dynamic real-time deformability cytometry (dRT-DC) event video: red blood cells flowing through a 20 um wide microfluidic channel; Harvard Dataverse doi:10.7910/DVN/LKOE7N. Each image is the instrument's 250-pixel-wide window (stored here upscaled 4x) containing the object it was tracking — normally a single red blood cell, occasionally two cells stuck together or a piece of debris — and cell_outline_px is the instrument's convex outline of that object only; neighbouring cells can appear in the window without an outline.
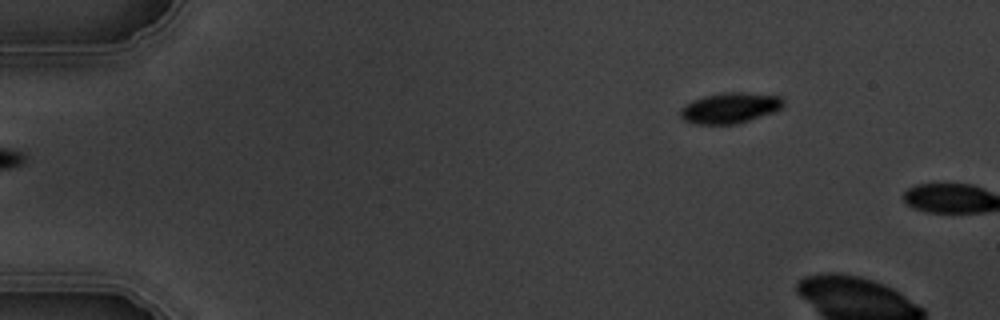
{"species": "common noctule bat (a hibernating species)", "species_latin": "Nyctalus noctula", "temperature_condition": "warm", "stored_images_in_passage": 6, "camera_frame_rate_fps": 3000, "um_per_image_px": 0.085, "animal": {"sex": "male", "body_mass_g": 19.5, "forearm_length_mm": 54.6}, "frame": {"image": 1, "passage_image": 6, "time_ms": 5.667, "image_size_px": [1000, 320], "cell_outline_px": [[784, 104], [780, 108], [772, 112], [736, 124], [696, 124], [684, 120], [680, 116], [680, 108], [692, 100], [704, 96], [724, 92], [740, 92], [780, 96], [784, 100]], "centroid_in_image_um": [62.01, 9.17], "position_along_channel_um": 23.0, "area_um2": 18.21}}